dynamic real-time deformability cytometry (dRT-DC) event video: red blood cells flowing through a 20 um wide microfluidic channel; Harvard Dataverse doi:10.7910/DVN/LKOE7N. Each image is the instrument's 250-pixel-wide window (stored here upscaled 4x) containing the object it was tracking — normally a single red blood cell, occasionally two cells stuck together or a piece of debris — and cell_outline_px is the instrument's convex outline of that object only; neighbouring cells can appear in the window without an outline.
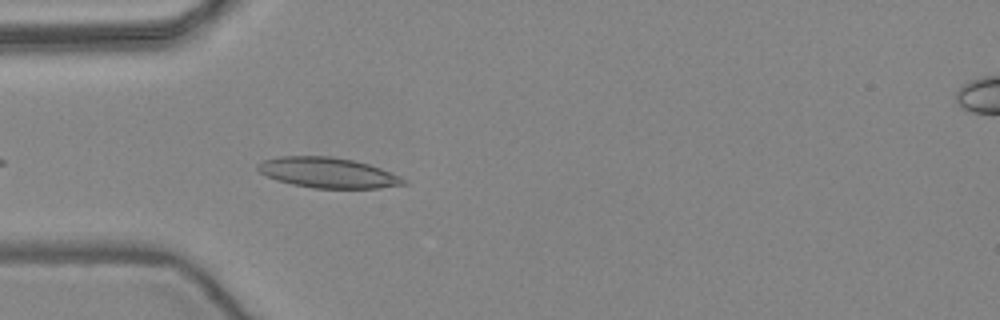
{"species": "common noctule bat (a hibernating species)", "species_latin": "Nyctalus noctula", "temperature_condition": "warm", "stored_images_in_passage": 7, "camera_frame_rate_fps": 3000, "um_per_image_px": 0.085, "animal": {"sex": "female", "body_mass_g": 24.6, "forearm_length_mm": 56.2}, "frame": {"image": 1, "passage_image": 4, "time_ms": 1.0, "image_size_px": [1000, 320], "cell_outline_px": [[408, 184], [380, 188], [312, 188], [292, 184], [276, 180], [260, 172], [256, 168], [256, 164], [264, 160], [280, 156], [328, 156], [352, 160], [368, 164], [380, 168], [400, 176], [408, 180]], "centroid_in_image_um": [27.88, 14.68], "position_along_channel_um": 57.1, "area_um2": 25.78}}